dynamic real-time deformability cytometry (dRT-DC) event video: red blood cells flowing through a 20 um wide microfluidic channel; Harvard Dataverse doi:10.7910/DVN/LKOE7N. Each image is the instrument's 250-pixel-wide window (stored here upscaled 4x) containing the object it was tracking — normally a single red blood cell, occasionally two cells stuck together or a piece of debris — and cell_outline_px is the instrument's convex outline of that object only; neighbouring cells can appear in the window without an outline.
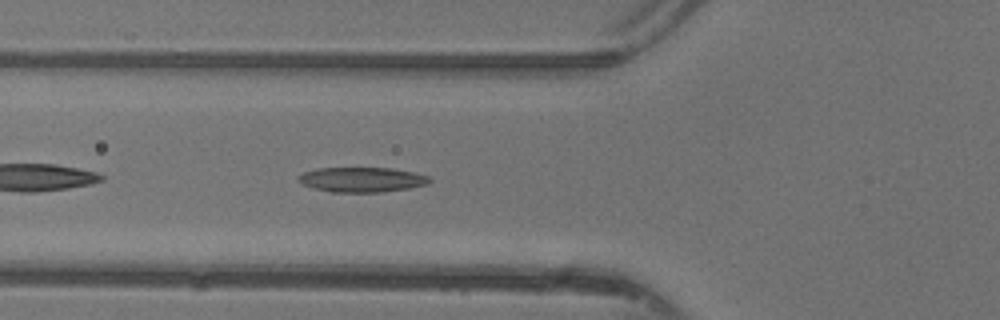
{"species": "common noctule bat (a hibernating species)", "species_latin": "Nyctalus noctula", "temperature_condition": "warm", "stored_images_in_passage": 36, "camera_frame_rate_fps": 3000, "um_per_image_px": 0.085, "animal": {"sex": "female"}, "frame": {"image": 1, "passage_image": 5, "time_ms": 1.333, "image_size_px": [1000, 320], "cell_outline_px": [[432, 180], [428, 184], [408, 188], [380, 192], [332, 192], [312, 188], [296, 180], [296, 176], [304, 172], [320, 168], [392, 168], [412, 172], [428, 176]], "centroid_in_image_um": [30.73, 15.27], "position_along_channel_um": 95.1, "area_um2": 18.96}}
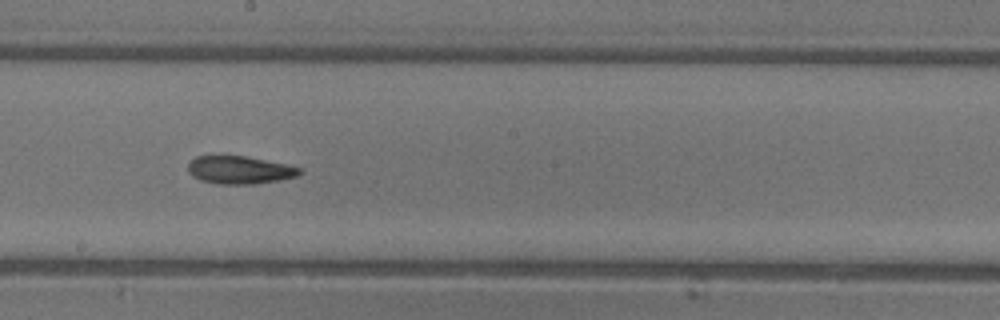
{"frame": {"image": 2, "passage_image": 14, "time_ms": 4.333, "image_size_px": [1000, 320], "cell_outline_px": [[300, 172], [296, 176], [256, 184], [220, 184], [200, 180], [192, 176], [188, 172], [188, 164], [196, 156], [212, 152], [244, 156], [284, 164], [300, 168]], "centroid_in_image_um": [20.23, 14.4], "position_along_channel_um": 228.0, "area_um2": 18.44}}
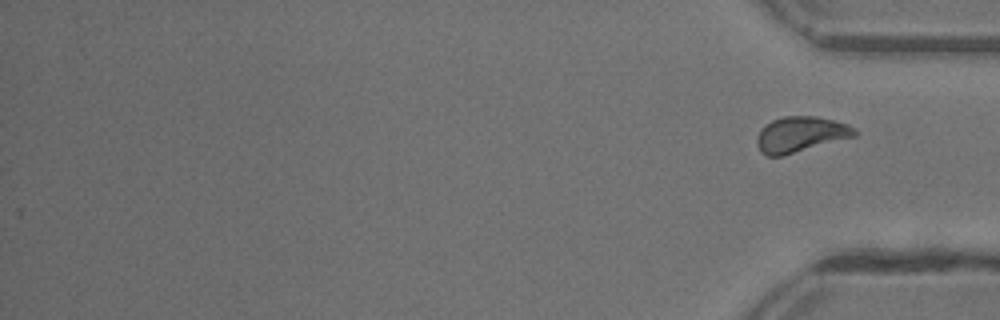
{"frame": {"image": 3, "passage_image": 36, "time_ms": 11.667, "image_size_px": [1000, 320], "cell_outline_px": [[856, 136], [784, 156], [768, 156], [760, 152], [756, 144], [756, 140], [760, 128], [764, 124], [772, 120], [784, 116], [816, 116], [848, 124], [856, 128]], "centroid_in_image_um": [68.02, 11.43], "position_along_channel_um": 367.2, "area_um2": 20.52}, "authors_computed_cell_mechanics": {"area_um2": 18.9006, "velocity_mm_per_s": 4.4003, "shape_relaxation_time_tau1_ms": 5.9997, "shape_relaxation_time_tau2_ms": 5.3535, "deformation_change_tau1": 0.1629, "deformation_change_tau2": 0.1561}}